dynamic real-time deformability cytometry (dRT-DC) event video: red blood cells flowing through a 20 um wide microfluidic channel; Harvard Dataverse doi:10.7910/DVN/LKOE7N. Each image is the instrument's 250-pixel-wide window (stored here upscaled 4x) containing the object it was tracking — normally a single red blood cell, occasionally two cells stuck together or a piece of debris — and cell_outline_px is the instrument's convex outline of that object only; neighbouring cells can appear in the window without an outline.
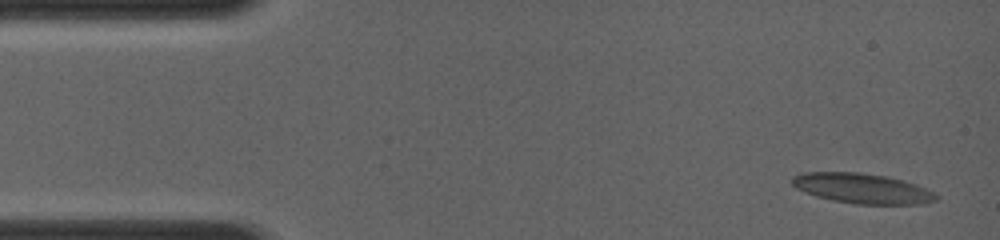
{"species": "common noctule bat (a hibernating species)", "species_latin": "Nyctalus noctula", "temperature_condition": "room temperature", "stored_images_in_passage": 5, "camera_frame_rate_fps": 4000, "um_per_image_px": 0.085, "animal": {"sex": "female", "body_mass_g": 19.0, "forearm_length_mm": 56.7}, "frame": {"image": 1, "passage_image": 1, "time_ms": 0.0, "image_size_px": [1000, 240], "cell_outline_px": [[940, 196], [936, 200], [924, 204], [856, 204], [832, 200], [816, 196], [804, 192], [796, 188], [792, 184], [792, 176], [804, 172], [860, 172], [888, 176], [904, 180], [916, 184]], "centroid_in_image_um": [73.29, 16.01], "position_along_channel_um": 11.7, "area_um2": 25.37}}
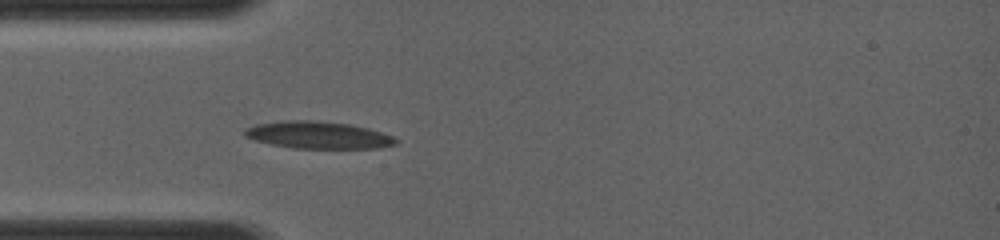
{"frame": {"image": 2, "passage_image": 5, "time_ms": 3.25, "image_size_px": [1000, 240], "cell_outline_px": [[400, 140], [396, 144], [380, 148], [292, 148], [272, 144], [256, 140], [244, 136], [244, 128], [256, 124], [284, 120], [316, 120], [352, 124], [368, 128], [392, 136]], "centroid_in_image_um": [27.05, 11.47], "position_along_channel_um": 57.9, "area_um2": 24.04}}